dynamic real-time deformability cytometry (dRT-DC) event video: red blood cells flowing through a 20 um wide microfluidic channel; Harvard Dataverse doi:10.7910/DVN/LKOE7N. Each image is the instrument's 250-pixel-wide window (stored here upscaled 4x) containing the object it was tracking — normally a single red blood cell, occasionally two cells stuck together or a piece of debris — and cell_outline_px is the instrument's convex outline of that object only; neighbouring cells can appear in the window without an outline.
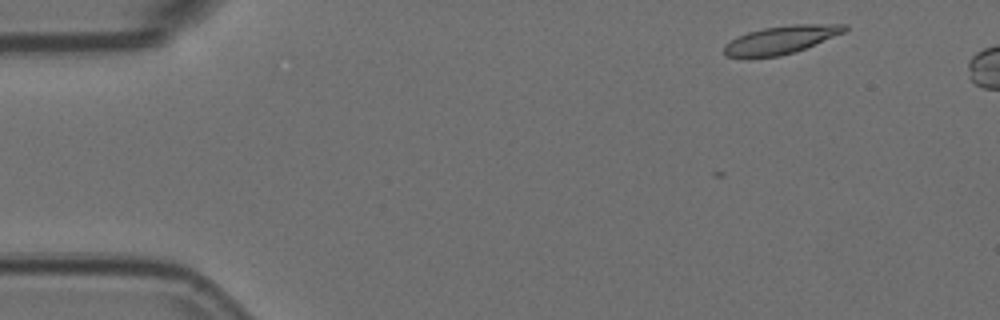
{"species": "Egyptian fruit bat (a non-hibernating species)", "species_latin": "Rousettus aegyptiacus", "temperature_condition": "room temperature", "stored_images_in_passage": 4, "camera_frame_rate_fps": 3000, "um_per_image_px": 0.085, "animal": {"sex": "female"}, "frame": {"image": 1, "passage_image": 1, "time_ms": 0.0, "image_size_px": [1000, 320], "cell_outline_px": [[848, 28], [844, 32], [804, 48], [780, 56], [724, 56], [724, 44], [736, 36], [748, 32], [764, 28], [792, 24], [848, 24]], "centroid_in_image_um": [66.37, 3.36], "position_along_channel_um": 18.6, "area_um2": 19.25}}